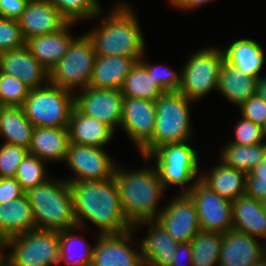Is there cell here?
I'll return each mask as SVG.
<instances>
[{
	"label": "cell",
	"instance_id": "obj_11",
	"mask_svg": "<svg viewBox=\"0 0 266 266\" xmlns=\"http://www.w3.org/2000/svg\"><path fill=\"white\" fill-rule=\"evenodd\" d=\"M193 200L201 230L224 234L232 230V204L200 179L185 190Z\"/></svg>",
	"mask_w": 266,
	"mask_h": 266
},
{
	"label": "cell",
	"instance_id": "obj_27",
	"mask_svg": "<svg viewBox=\"0 0 266 266\" xmlns=\"http://www.w3.org/2000/svg\"><path fill=\"white\" fill-rule=\"evenodd\" d=\"M259 78L244 74L224 61L218 80L219 92L239 107L246 100L256 95Z\"/></svg>",
	"mask_w": 266,
	"mask_h": 266
},
{
	"label": "cell",
	"instance_id": "obj_1",
	"mask_svg": "<svg viewBox=\"0 0 266 266\" xmlns=\"http://www.w3.org/2000/svg\"><path fill=\"white\" fill-rule=\"evenodd\" d=\"M78 228L83 219L100 228L101 235L122 234L134 229L123 215L117 183L113 178L102 181L68 182Z\"/></svg>",
	"mask_w": 266,
	"mask_h": 266
},
{
	"label": "cell",
	"instance_id": "obj_46",
	"mask_svg": "<svg viewBox=\"0 0 266 266\" xmlns=\"http://www.w3.org/2000/svg\"><path fill=\"white\" fill-rule=\"evenodd\" d=\"M183 258H188V266H193L192 262V244L191 242L188 243H178L175 251V255L172 257V264L171 266H182ZM184 266V265H183Z\"/></svg>",
	"mask_w": 266,
	"mask_h": 266
},
{
	"label": "cell",
	"instance_id": "obj_54",
	"mask_svg": "<svg viewBox=\"0 0 266 266\" xmlns=\"http://www.w3.org/2000/svg\"><path fill=\"white\" fill-rule=\"evenodd\" d=\"M27 3H30V2H39V1H42V0H25Z\"/></svg>",
	"mask_w": 266,
	"mask_h": 266
},
{
	"label": "cell",
	"instance_id": "obj_25",
	"mask_svg": "<svg viewBox=\"0 0 266 266\" xmlns=\"http://www.w3.org/2000/svg\"><path fill=\"white\" fill-rule=\"evenodd\" d=\"M70 138L68 128L34 127L29 154L41 160H65Z\"/></svg>",
	"mask_w": 266,
	"mask_h": 266
},
{
	"label": "cell",
	"instance_id": "obj_31",
	"mask_svg": "<svg viewBox=\"0 0 266 266\" xmlns=\"http://www.w3.org/2000/svg\"><path fill=\"white\" fill-rule=\"evenodd\" d=\"M121 92L124 97L142 98L151 101H155L164 93L140 61H136L132 66L121 87Z\"/></svg>",
	"mask_w": 266,
	"mask_h": 266
},
{
	"label": "cell",
	"instance_id": "obj_18",
	"mask_svg": "<svg viewBox=\"0 0 266 266\" xmlns=\"http://www.w3.org/2000/svg\"><path fill=\"white\" fill-rule=\"evenodd\" d=\"M17 21L25 42L36 36L57 32L68 23L49 0L28 3Z\"/></svg>",
	"mask_w": 266,
	"mask_h": 266
},
{
	"label": "cell",
	"instance_id": "obj_13",
	"mask_svg": "<svg viewBox=\"0 0 266 266\" xmlns=\"http://www.w3.org/2000/svg\"><path fill=\"white\" fill-rule=\"evenodd\" d=\"M82 95H75V106L88 116L109 125L115 130L121 124L123 94L121 89L86 87Z\"/></svg>",
	"mask_w": 266,
	"mask_h": 266
},
{
	"label": "cell",
	"instance_id": "obj_9",
	"mask_svg": "<svg viewBox=\"0 0 266 266\" xmlns=\"http://www.w3.org/2000/svg\"><path fill=\"white\" fill-rule=\"evenodd\" d=\"M224 61L223 49L213 47L193 54L181 71V86L178 91L194 101L217 89Z\"/></svg>",
	"mask_w": 266,
	"mask_h": 266
},
{
	"label": "cell",
	"instance_id": "obj_41",
	"mask_svg": "<svg viewBox=\"0 0 266 266\" xmlns=\"http://www.w3.org/2000/svg\"><path fill=\"white\" fill-rule=\"evenodd\" d=\"M148 71L149 75L156 80V83L162 88L164 92L178 91L181 86V71L176 73L169 68H160L161 66H151L147 62H144L141 58L139 60Z\"/></svg>",
	"mask_w": 266,
	"mask_h": 266
},
{
	"label": "cell",
	"instance_id": "obj_36",
	"mask_svg": "<svg viewBox=\"0 0 266 266\" xmlns=\"http://www.w3.org/2000/svg\"><path fill=\"white\" fill-rule=\"evenodd\" d=\"M71 23L87 17L99 16L101 8L97 0H49Z\"/></svg>",
	"mask_w": 266,
	"mask_h": 266
},
{
	"label": "cell",
	"instance_id": "obj_32",
	"mask_svg": "<svg viewBox=\"0 0 266 266\" xmlns=\"http://www.w3.org/2000/svg\"><path fill=\"white\" fill-rule=\"evenodd\" d=\"M228 144L225 145L221 155L222 163L246 174L266 156V143L264 141L247 146L236 143Z\"/></svg>",
	"mask_w": 266,
	"mask_h": 266
},
{
	"label": "cell",
	"instance_id": "obj_52",
	"mask_svg": "<svg viewBox=\"0 0 266 266\" xmlns=\"http://www.w3.org/2000/svg\"><path fill=\"white\" fill-rule=\"evenodd\" d=\"M1 250H2V243L0 242V260L4 257V254Z\"/></svg>",
	"mask_w": 266,
	"mask_h": 266
},
{
	"label": "cell",
	"instance_id": "obj_23",
	"mask_svg": "<svg viewBox=\"0 0 266 266\" xmlns=\"http://www.w3.org/2000/svg\"><path fill=\"white\" fill-rule=\"evenodd\" d=\"M35 221L27 195L0 204V242L34 230Z\"/></svg>",
	"mask_w": 266,
	"mask_h": 266
},
{
	"label": "cell",
	"instance_id": "obj_45",
	"mask_svg": "<svg viewBox=\"0 0 266 266\" xmlns=\"http://www.w3.org/2000/svg\"><path fill=\"white\" fill-rule=\"evenodd\" d=\"M27 4L25 0H0V17L18 20Z\"/></svg>",
	"mask_w": 266,
	"mask_h": 266
},
{
	"label": "cell",
	"instance_id": "obj_33",
	"mask_svg": "<svg viewBox=\"0 0 266 266\" xmlns=\"http://www.w3.org/2000/svg\"><path fill=\"white\" fill-rule=\"evenodd\" d=\"M223 234L200 230L192 240L193 266H213L219 260Z\"/></svg>",
	"mask_w": 266,
	"mask_h": 266
},
{
	"label": "cell",
	"instance_id": "obj_19",
	"mask_svg": "<svg viewBox=\"0 0 266 266\" xmlns=\"http://www.w3.org/2000/svg\"><path fill=\"white\" fill-rule=\"evenodd\" d=\"M257 241L256 237L236 230L224 233L218 266H250L266 253Z\"/></svg>",
	"mask_w": 266,
	"mask_h": 266
},
{
	"label": "cell",
	"instance_id": "obj_39",
	"mask_svg": "<svg viewBox=\"0 0 266 266\" xmlns=\"http://www.w3.org/2000/svg\"><path fill=\"white\" fill-rule=\"evenodd\" d=\"M25 45L17 20L0 17V53Z\"/></svg>",
	"mask_w": 266,
	"mask_h": 266
},
{
	"label": "cell",
	"instance_id": "obj_49",
	"mask_svg": "<svg viewBox=\"0 0 266 266\" xmlns=\"http://www.w3.org/2000/svg\"><path fill=\"white\" fill-rule=\"evenodd\" d=\"M250 266H266V253L261 258L252 263Z\"/></svg>",
	"mask_w": 266,
	"mask_h": 266
},
{
	"label": "cell",
	"instance_id": "obj_30",
	"mask_svg": "<svg viewBox=\"0 0 266 266\" xmlns=\"http://www.w3.org/2000/svg\"><path fill=\"white\" fill-rule=\"evenodd\" d=\"M34 126L22 107L5 106L0 115V135L5 143L29 148Z\"/></svg>",
	"mask_w": 266,
	"mask_h": 266
},
{
	"label": "cell",
	"instance_id": "obj_4",
	"mask_svg": "<svg viewBox=\"0 0 266 266\" xmlns=\"http://www.w3.org/2000/svg\"><path fill=\"white\" fill-rule=\"evenodd\" d=\"M25 194L32 207L36 229L61 231L78 228L73 197L66 180L54 182L48 179Z\"/></svg>",
	"mask_w": 266,
	"mask_h": 266
},
{
	"label": "cell",
	"instance_id": "obj_3",
	"mask_svg": "<svg viewBox=\"0 0 266 266\" xmlns=\"http://www.w3.org/2000/svg\"><path fill=\"white\" fill-rule=\"evenodd\" d=\"M114 179L118 186L123 215L133 227L139 221L158 218L161 212L157 211V202L165 188L156 168L133 172L116 168Z\"/></svg>",
	"mask_w": 266,
	"mask_h": 266
},
{
	"label": "cell",
	"instance_id": "obj_35",
	"mask_svg": "<svg viewBox=\"0 0 266 266\" xmlns=\"http://www.w3.org/2000/svg\"><path fill=\"white\" fill-rule=\"evenodd\" d=\"M77 242L81 243L80 245H82L81 249L83 250V254L75 256V258L74 256L72 257V255L70 256L69 252L73 247L72 245L78 244ZM88 247L89 246L86 244L82 237H78L76 235L71 234L70 228L59 231V262L65 261L67 264H73L74 266H91L93 247Z\"/></svg>",
	"mask_w": 266,
	"mask_h": 266
},
{
	"label": "cell",
	"instance_id": "obj_7",
	"mask_svg": "<svg viewBox=\"0 0 266 266\" xmlns=\"http://www.w3.org/2000/svg\"><path fill=\"white\" fill-rule=\"evenodd\" d=\"M13 247L7 262L11 266H50L59 263V231L34 229L12 236L2 247Z\"/></svg>",
	"mask_w": 266,
	"mask_h": 266
},
{
	"label": "cell",
	"instance_id": "obj_28",
	"mask_svg": "<svg viewBox=\"0 0 266 266\" xmlns=\"http://www.w3.org/2000/svg\"><path fill=\"white\" fill-rule=\"evenodd\" d=\"M225 61L246 75L260 78L259 71L264 64L262 46L251 39H239L223 50Z\"/></svg>",
	"mask_w": 266,
	"mask_h": 266
},
{
	"label": "cell",
	"instance_id": "obj_50",
	"mask_svg": "<svg viewBox=\"0 0 266 266\" xmlns=\"http://www.w3.org/2000/svg\"><path fill=\"white\" fill-rule=\"evenodd\" d=\"M262 210L264 214L266 215V198L260 201Z\"/></svg>",
	"mask_w": 266,
	"mask_h": 266
},
{
	"label": "cell",
	"instance_id": "obj_43",
	"mask_svg": "<svg viewBox=\"0 0 266 266\" xmlns=\"http://www.w3.org/2000/svg\"><path fill=\"white\" fill-rule=\"evenodd\" d=\"M242 117L263 128L266 124V102L257 95L252 96L239 106Z\"/></svg>",
	"mask_w": 266,
	"mask_h": 266
},
{
	"label": "cell",
	"instance_id": "obj_48",
	"mask_svg": "<svg viewBox=\"0 0 266 266\" xmlns=\"http://www.w3.org/2000/svg\"><path fill=\"white\" fill-rule=\"evenodd\" d=\"M256 95L266 102V77L259 78L256 89Z\"/></svg>",
	"mask_w": 266,
	"mask_h": 266
},
{
	"label": "cell",
	"instance_id": "obj_47",
	"mask_svg": "<svg viewBox=\"0 0 266 266\" xmlns=\"http://www.w3.org/2000/svg\"><path fill=\"white\" fill-rule=\"evenodd\" d=\"M211 0H170L171 4L182 9H194L200 7L202 4H206Z\"/></svg>",
	"mask_w": 266,
	"mask_h": 266
},
{
	"label": "cell",
	"instance_id": "obj_37",
	"mask_svg": "<svg viewBox=\"0 0 266 266\" xmlns=\"http://www.w3.org/2000/svg\"><path fill=\"white\" fill-rule=\"evenodd\" d=\"M30 88L14 76L0 72V102L4 106L21 107Z\"/></svg>",
	"mask_w": 266,
	"mask_h": 266
},
{
	"label": "cell",
	"instance_id": "obj_12",
	"mask_svg": "<svg viewBox=\"0 0 266 266\" xmlns=\"http://www.w3.org/2000/svg\"><path fill=\"white\" fill-rule=\"evenodd\" d=\"M65 161L76 174L67 182L102 181L114 177L116 166L101 147L70 143Z\"/></svg>",
	"mask_w": 266,
	"mask_h": 266
},
{
	"label": "cell",
	"instance_id": "obj_14",
	"mask_svg": "<svg viewBox=\"0 0 266 266\" xmlns=\"http://www.w3.org/2000/svg\"><path fill=\"white\" fill-rule=\"evenodd\" d=\"M156 220L178 243L191 242L201 230L195 204L187 193L173 199Z\"/></svg>",
	"mask_w": 266,
	"mask_h": 266
},
{
	"label": "cell",
	"instance_id": "obj_5",
	"mask_svg": "<svg viewBox=\"0 0 266 266\" xmlns=\"http://www.w3.org/2000/svg\"><path fill=\"white\" fill-rule=\"evenodd\" d=\"M190 102L191 100L179 91L164 92L155 100L154 134L140 149L143 158L162 145L189 141L191 137Z\"/></svg>",
	"mask_w": 266,
	"mask_h": 266
},
{
	"label": "cell",
	"instance_id": "obj_20",
	"mask_svg": "<svg viewBox=\"0 0 266 266\" xmlns=\"http://www.w3.org/2000/svg\"><path fill=\"white\" fill-rule=\"evenodd\" d=\"M146 222L150 224V229L140 244L144 266H171L178 242L156 219L139 221L135 225L139 226Z\"/></svg>",
	"mask_w": 266,
	"mask_h": 266
},
{
	"label": "cell",
	"instance_id": "obj_6",
	"mask_svg": "<svg viewBox=\"0 0 266 266\" xmlns=\"http://www.w3.org/2000/svg\"><path fill=\"white\" fill-rule=\"evenodd\" d=\"M71 91L52 83L30 89L23 108L25 116L34 127L68 128L75 97Z\"/></svg>",
	"mask_w": 266,
	"mask_h": 266
},
{
	"label": "cell",
	"instance_id": "obj_8",
	"mask_svg": "<svg viewBox=\"0 0 266 266\" xmlns=\"http://www.w3.org/2000/svg\"><path fill=\"white\" fill-rule=\"evenodd\" d=\"M96 59L93 43L87 34L74 38L66 54L50 70L49 82L57 87L73 91L89 86Z\"/></svg>",
	"mask_w": 266,
	"mask_h": 266
},
{
	"label": "cell",
	"instance_id": "obj_21",
	"mask_svg": "<svg viewBox=\"0 0 266 266\" xmlns=\"http://www.w3.org/2000/svg\"><path fill=\"white\" fill-rule=\"evenodd\" d=\"M70 143L103 148L110 141L114 130L107 124L83 114L76 106L68 124Z\"/></svg>",
	"mask_w": 266,
	"mask_h": 266
},
{
	"label": "cell",
	"instance_id": "obj_15",
	"mask_svg": "<svg viewBox=\"0 0 266 266\" xmlns=\"http://www.w3.org/2000/svg\"><path fill=\"white\" fill-rule=\"evenodd\" d=\"M120 126L141 149L152 137L155 129V101L142 98H123Z\"/></svg>",
	"mask_w": 266,
	"mask_h": 266
},
{
	"label": "cell",
	"instance_id": "obj_2",
	"mask_svg": "<svg viewBox=\"0 0 266 266\" xmlns=\"http://www.w3.org/2000/svg\"><path fill=\"white\" fill-rule=\"evenodd\" d=\"M117 6L104 18L102 26L87 36L93 43L96 56H130L139 61L144 54L145 42L138 21L128 5Z\"/></svg>",
	"mask_w": 266,
	"mask_h": 266
},
{
	"label": "cell",
	"instance_id": "obj_44",
	"mask_svg": "<svg viewBox=\"0 0 266 266\" xmlns=\"http://www.w3.org/2000/svg\"><path fill=\"white\" fill-rule=\"evenodd\" d=\"M24 193L15 177L0 178V204L21 197Z\"/></svg>",
	"mask_w": 266,
	"mask_h": 266
},
{
	"label": "cell",
	"instance_id": "obj_16",
	"mask_svg": "<svg viewBox=\"0 0 266 266\" xmlns=\"http://www.w3.org/2000/svg\"><path fill=\"white\" fill-rule=\"evenodd\" d=\"M132 231L133 229L122 234H99L93 247L91 266H144L142 252H137L128 245V242L131 243Z\"/></svg>",
	"mask_w": 266,
	"mask_h": 266
},
{
	"label": "cell",
	"instance_id": "obj_42",
	"mask_svg": "<svg viewBox=\"0 0 266 266\" xmlns=\"http://www.w3.org/2000/svg\"><path fill=\"white\" fill-rule=\"evenodd\" d=\"M235 135L236 138L230 143L241 146L259 144L263 140L262 128L244 117L237 123Z\"/></svg>",
	"mask_w": 266,
	"mask_h": 266
},
{
	"label": "cell",
	"instance_id": "obj_34",
	"mask_svg": "<svg viewBox=\"0 0 266 266\" xmlns=\"http://www.w3.org/2000/svg\"><path fill=\"white\" fill-rule=\"evenodd\" d=\"M43 161L37 156L28 153L19 164L15 178L25 193L48 180L45 177Z\"/></svg>",
	"mask_w": 266,
	"mask_h": 266
},
{
	"label": "cell",
	"instance_id": "obj_17",
	"mask_svg": "<svg viewBox=\"0 0 266 266\" xmlns=\"http://www.w3.org/2000/svg\"><path fill=\"white\" fill-rule=\"evenodd\" d=\"M0 72L16 77L30 89L43 87L42 82L48 84L50 79V71L38 62L26 45L0 53Z\"/></svg>",
	"mask_w": 266,
	"mask_h": 266
},
{
	"label": "cell",
	"instance_id": "obj_24",
	"mask_svg": "<svg viewBox=\"0 0 266 266\" xmlns=\"http://www.w3.org/2000/svg\"><path fill=\"white\" fill-rule=\"evenodd\" d=\"M136 60L130 56H96L90 87L121 89Z\"/></svg>",
	"mask_w": 266,
	"mask_h": 266
},
{
	"label": "cell",
	"instance_id": "obj_55",
	"mask_svg": "<svg viewBox=\"0 0 266 266\" xmlns=\"http://www.w3.org/2000/svg\"><path fill=\"white\" fill-rule=\"evenodd\" d=\"M4 105L0 102V115H1V112H2V110L4 109Z\"/></svg>",
	"mask_w": 266,
	"mask_h": 266
},
{
	"label": "cell",
	"instance_id": "obj_10",
	"mask_svg": "<svg viewBox=\"0 0 266 266\" xmlns=\"http://www.w3.org/2000/svg\"><path fill=\"white\" fill-rule=\"evenodd\" d=\"M186 143L162 145L145 158H157L155 168L164 188L168 184L186 185L198 173L197 151Z\"/></svg>",
	"mask_w": 266,
	"mask_h": 266
},
{
	"label": "cell",
	"instance_id": "obj_51",
	"mask_svg": "<svg viewBox=\"0 0 266 266\" xmlns=\"http://www.w3.org/2000/svg\"><path fill=\"white\" fill-rule=\"evenodd\" d=\"M0 266H11L8 262H6V258H2L0 260Z\"/></svg>",
	"mask_w": 266,
	"mask_h": 266
},
{
	"label": "cell",
	"instance_id": "obj_26",
	"mask_svg": "<svg viewBox=\"0 0 266 266\" xmlns=\"http://www.w3.org/2000/svg\"><path fill=\"white\" fill-rule=\"evenodd\" d=\"M231 204L232 230L252 237H266V215L260 201L245 194L236 198Z\"/></svg>",
	"mask_w": 266,
	"mask_h": 266
},
{
	"label": "cell",
	"instance_id": "obj_40",
	"mask_svg": "<svg viewBox=\"0 0 266 266\" xmlns=\"http://www.w3.org/2000/svg\"><path fill=\"white\" fill-rule=\"evenodd\" d=\"M245 194L258 201L266 198V156L247 174Z\"/></svg>",
	"mask_w": 266,
	"mask_h": 266
},
{
	"label": "cell",
	"instance_id": "obj_38",
	"mask_svg": "<svg viewBox=\"0 0 266 266\" xmlns=\"http://www.w3.org/2000/svg\"><path fill=\"white\" fill-rule=\"evenodd\" d=\"M28 153V149L23 146L8 143L1 145L0 178L15 177L19 164Z\"/></svg>",
	"mask_w": 266,
	"mask_h": 266
},
{
	"label": "cell",
	"instance_id": "obj_29",
	"mask_svg": "<svg viewBox=\"0 0 266 266\" xmlns=\"http://www.w3.org/2000/svg\"><path fill=\"white\" fill-rule=\"evenodd\" d=\"M212 169L208 176L199 177L211 190L230 202L239 196L245 195L246 173L227 167L222 162Z\"/></svg>",
	"mask_w": 266,
	"mask_h": 266
},
{
	"label": "cell",
	"instance_id": "obj_22",
	"mask_svg": "<svg viewBox=\"0 0 266 266\" xmlns=\"http://www.w3.org/2000/svg\"><path fill=\"white\" fill-rule=\"evenodd\" d=\"M73 23L68 22L57 32L36 36L28 39L25 45L31 54L50 71L66 54L67 49L74 39L68 31Z\"/></svg>",
	"mask_w": 266,
	"mask_h": 266
},
{
	"label": "cell",
	"instance_id": "obj_53",
	"mask_svg": "<svg viewBox=\"0 0 266 266\" xmlns=\"http://www.w3.org/2000/svg\"><path fill=\"white\" fill-rule=\"evenodd\" d=\"M262 131H263V138H264V137H266V124L262 128Z\"/></svg>",
	"mask_w": 266,
	"mask_h": 266
}]
</instances>
